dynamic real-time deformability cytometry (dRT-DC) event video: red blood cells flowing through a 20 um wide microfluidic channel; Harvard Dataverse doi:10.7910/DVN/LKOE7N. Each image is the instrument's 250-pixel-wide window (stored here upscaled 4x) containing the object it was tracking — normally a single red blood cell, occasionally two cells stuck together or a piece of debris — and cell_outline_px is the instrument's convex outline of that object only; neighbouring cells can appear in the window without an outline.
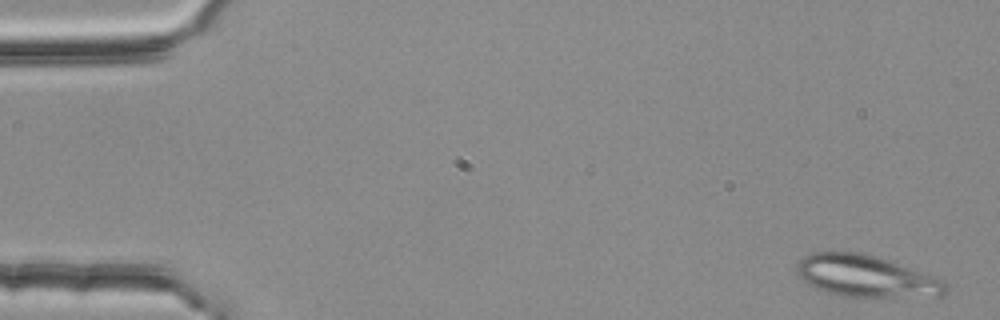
{"species": "common noctule bat (a hibernating species)", "species_latin": "Nyctalus noctula", "temperature_condition": "room temperature", "stored_images_in_passage": 3, "camera_frame_rate_fps": 3000, "um_per_image_px": 0.085, "animal": {"sex": "female", "body_mass_g": 25.1}, "frame": {"image": 1, "passage_image": 1, "time_ms": 0.0, "image_size_px": [1000, 320], "cell_outline_px": [[948, 292], [940, 296], [840, 296], [804, 284], [796, 272], [796, 264], [804, 256], [812, 252], [860, 252], [876, 256], [940, 280], [948, 284]], "centroid_in_image_um": [73.51, 23.47], "position_along_channel_um": 11.5, "area_um2": 35.66}}